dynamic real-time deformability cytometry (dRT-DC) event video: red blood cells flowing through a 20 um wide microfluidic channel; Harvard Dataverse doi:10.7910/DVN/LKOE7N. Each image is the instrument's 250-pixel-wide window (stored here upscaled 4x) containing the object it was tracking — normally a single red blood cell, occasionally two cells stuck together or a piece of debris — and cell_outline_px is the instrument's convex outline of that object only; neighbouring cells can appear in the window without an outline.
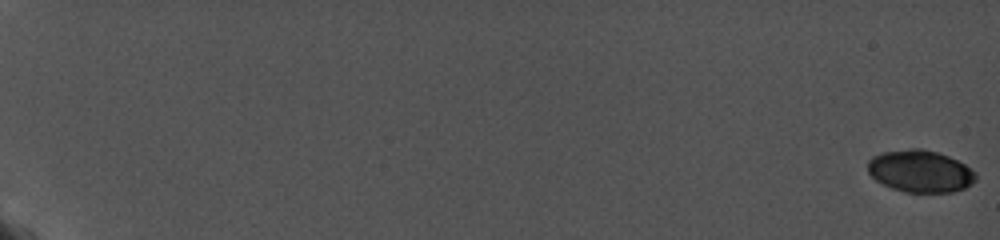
{"species": "common noctule bat (a hibernating species)", "species_latin": "Nyctalus noctula", "temperature_condition": "cold", "stored_images_in_passage": 38, "camera_frame_rate_fps": 5000, "um_per_image_px": 0.085, "animal": {"sex": "female", "body_mass_g": 19.0, "forearm_length_mm": 56.7}, "frame": {"image": 1, "passage_image": 1, "time_ms": 0.0, "image_size_px": [1000, 240], "cell_outline_px": [[976, 180], [972, 184], [964, 188], [952, 192], [904, 192], [892, 188], [876, 180], [868, 172], [868, 160], [872, 156], [884, 152], [912, 148], [920, 148], [936, 152], [948, 156], [964, 164], [976, 172]], "centroid_in_image_um": [78.22, 14.55], "position_along_channel_um": 6.8, "area_um2": 26.41}}
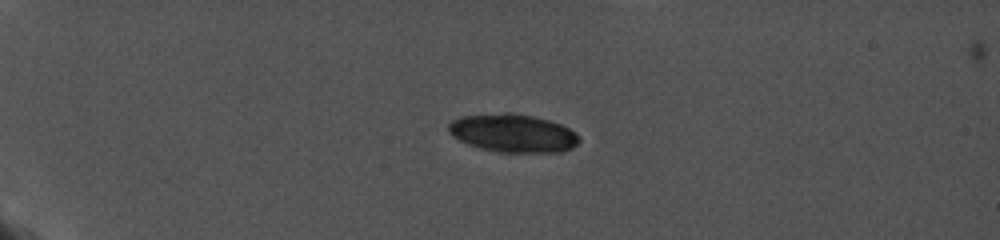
{"frame": {"image": 2, "passage_image": 31, "time_ms": 5.8, "image_size_px": [1000, 240], "cell_outline_px": [[580, 140], [572, 148], [564, 152], [496, 152], [480, 148], [468, 144], [452, 136], [448, 132], [448, 124], [452, 120], [460, 116], [504, 112], [512, 112], [532, 116], [548, 120], [560, 124], [576, 132], [580, 136]], "centroid_in_image_um": [43.59, 11.31], "position_along_channel_um": 41.4, "area_um2": 29.3}}